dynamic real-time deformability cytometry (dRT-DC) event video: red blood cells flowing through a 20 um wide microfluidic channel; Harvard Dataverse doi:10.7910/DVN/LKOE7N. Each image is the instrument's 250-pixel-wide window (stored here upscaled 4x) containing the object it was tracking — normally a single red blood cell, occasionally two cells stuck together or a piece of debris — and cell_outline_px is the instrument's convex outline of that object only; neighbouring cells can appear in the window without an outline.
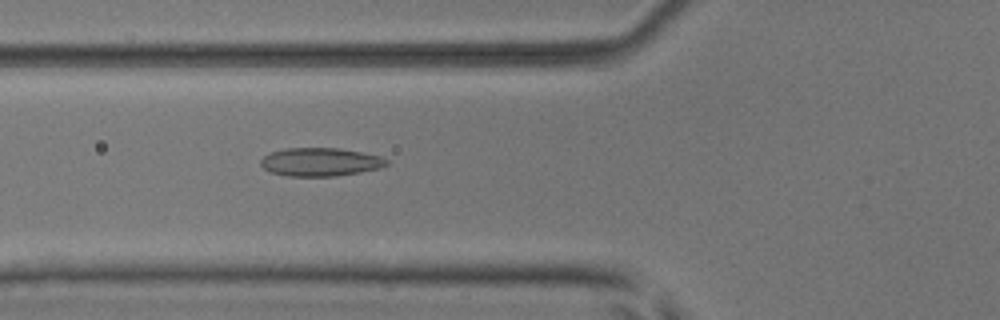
{"species": "common noctule bat (a hibernating species)", "species_latin": "Nyctalus noctula", "temperature_condition": "room temperature", "stored_images_in_passage": 37, "camera_frame_rate_fps": 3000, "um_per_image_px": 0.085, "animal": {"sex": "male", "body_mass_g": 17.9, "forearm_length_mm": 54.2}, "frame": {"image": 1, "passage_image": 5, "time_ms": 1.333, "image_size_px": [1000, 320], "cell_outline_px": [[388, 164], [380, 168], [360, 172], [336, 176], [288, 176], [272, 172], [264, 168], [260, 164], [260, 160], [268, 152], [284, 148], [340, 148], [380, 156], [388, 160]], "centroid_in_image_um": [27.21, 13.76], "position_along_channel_um": 98.6, "area_um2": 20.81}}
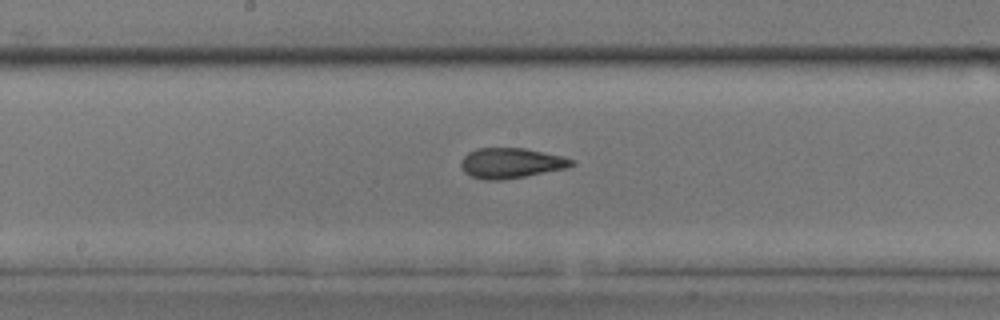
{"frame": {"image": 2, "passage_image": 13, "time_ms": 4.0, "image_size_px": [1000, 320], "cell_outline_px": [[576, 164], [568, 168], [504, 180], [484, 180], [472, 176], [464, 172], [460, 164], [460, 160], [468, 152], [476, 148], [524, 148], [560, 156], [576, 160]], "centroid_in_image_um": [43.43, 13.86], "position_along_channel_um": 204.8, "area_um2": 19.59}}
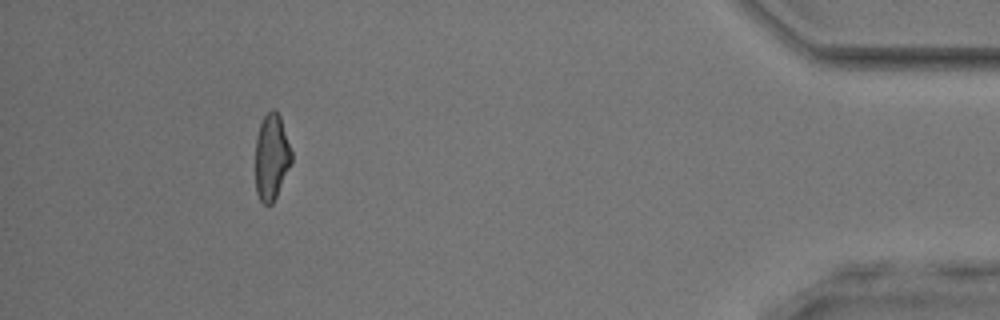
{"frame": {"image": 3, "passage_image": 33, "time_ms": 10.667, "image_size_px": [1000, 320], "cell_outline_px": [[292, 164], [272, 204], [264, 204], [260, 200], [256, 192], [256, 136], [260, 124], [264, 116], [272, 108], [280, 116], [292, 152]], "centroid_in_image_um": [23.09, 13.35], "position_along_channel_um": 412.1, "area_um2": 18.09}, "authors_computed_cell_mechanics": {"area_um2": 19.1318, "velocity_mm_per_s": 3.9879, "shape_relaxation_time_tau1_ms": null, "shape_relaxation_time_tau2_ms": 1.3874, "deformation_change_tau1": null, "deformation_change_tau2": 0.0812}}